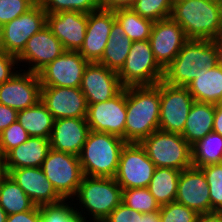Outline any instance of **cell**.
I'll return each instance as SVG.
<instances>
[{
  "label": "cell",
  "mask_w": 222,
  "mask_h": 222,
  "mask_svg": "<svg viewBox=\"0 0 222 222\" xmlns=\"http://www.w3.org/2000/svg\"><path fill=\"white\" fill-rule=\"evenodd\" d=\"M41 206L35 205L31 210L8 215L6 222H40Z\"/></svg>",
  "instance_id": "7bdbcfd3"
},
{
  "label": "cell",
  "mask_w": 222,
  "mask_h": 222,
  "mask_svg": "<svg viewBox=\"0 0 222 222\" xmlns=\"http://www.w3.org/2000/svg\"><path fill=\"white\" fill-rule=\"evenodd\" d=\"M175 201L194 210L197 214L211 212L209 185L200 168L192 166L181 171Z\"/></svg>",
  "instance_id": "ac0fdd59"
},
{
  "label": "cell",
  "mask_w": 222,
  "mask_h": 222,
  "mask_svg": "<svg viewBox=\"0 0 222 222\" xmlns=\"http://www.w3.org/2000/svg\"><path fill=\"white\" fill-rule=\"evenodd\" d=\"M122 190L114 178L84 175L75 195L81 209L74 208L79 213L85 210L93 222H102L122 202Z\"/></svg>",
  "instance_id": "5b68a950"
},
{
  "label": "cell",
  "mask_w": 222,
  "mask_h": 222,
  "mask_svg": "<svg viewBox=\"0 0 222 222\" xmlns=\"http://www.w3.org/2000/svg\"><path fill=\"white\" fill-rule=\"evenodd\" d=\"M218 48H219L220 64L222 65V44H218Z\"/></svg>",
  "instance_id": "816d5d0a"
},
{
  "label": "cell",
  "mask_w": 222,
  "mask_h": 222,
  "mask_svg": "<svg viewBox=\"0 0 222 222\" xmlns=\"http://www.w3.org/2000/svg\"><path fill=\"white\" fill-rule=\"evenodd\" d=\"M40 100L41 83L37 73L21 69L0 85V104L17 112L35 105Z\"/></svg>",
  "instance_id": "5bb4252c"
},
{
  "label": "cell",
  "mask_w": 222,
  "mask_h": 222,
  "mask_svg": "<svg viewBox=\"0 0 222 222\" xmlns=\"http://www.w3.org/2000/svg\"><path fill=\"white\" fill-rule=\"evenodd\" d=\"M217 44H222V29H221V33L218 37V39L216 40Z\"/></svg>",
  "instance_id": "f5cc1de1"
},
{
  "label": "cell",
  "mask_w": 222,
  "mask_h": 222,
  "mask_svg": "<svg viewBox=\"0 0 222 222\" xmlns=\"http://www.w3.org/2000/svg\"><path fill=\"white\" fill-rule=\"evenodd\" d=\"M72 205L75 204L64 200L56 205L41 206L40 222H89L85 215L77 212Z\"/></svg>",
  "instance_id": "e575fe53"
},
{
  "label": "cell",
  "mask_w": 222,
  "mask_h": 222,
  "mask_svg": "<svg viewBox=\"0 0 222 222\" xmlns=\"http://www.w3.org/2000/svg\"><path fill=\"white\" fill-rule=\"evenodd\" d=\"M38 0H0V27L28 12Z\"/></svg>",
  "instance_id": "ab89813d"
},
{
  "label": "cell",
  "mask_w": 222,
  "mask_h": 222,
  "mask_svg": "<svg viewBox=\"0 0 222 222\" xmlns=\"http://www.w3.org/2000/svg\"><path fill=\"white\" fill-rule=\"evenodd\" d=\"M117 73L124 88L153 86L164 77V69L156 61L149 40L132 41L125 63Z\"/></svg>",
  "instance_id": "52a82bcc"
},
{
  "label": "cell",
  "mask_w": 222,
  "mask_h": 222,
  "mask_svg": "<svg viewBox=\"0 0 222 222\" xmlns=\"http://www.w3.org/2000/svg\"><path fill=\"white\" fill-rule=\"evenodd\" d=\"M115 20L114 10L99 9L88 14L84 43L78 52L89 63L101 60Z\"/></svg>",
  "instance_id": "ffe728a7"
},
{
  "label": "cell",
  "mask_w": 222,
  "mask_h": 222,
  "mask_svg": "<svg viewBox=\"0 0 222 222\" xmlns=\"http://www.w3.org/2000/svg\"><path fill=\"white\" fill-rule=\"evenodd\" d=\"M65 51L63 44L46 26L40 32L35 33L29 38L24 50L17 57V60L18 64H21L19 62L29 64V69L25 71L38 73Z\"/></svg>",
  "instance_id": "d6986e66"
},
{
  "label": "cell",
  "mask_w": 222,
  "mask_h": 222,
  "mask_svg": "<svg viewBox=\"0 0 222 222\" xmlns=\"http://www.w3.org/2000/svg\"><path fill=\"white\" fill-rule=\"evenodd\" d=\"M180 174L181 171L172 168H155L148 189L160 206L175 201Z\"/></svg>",
  "instance_id": "f1b7e54d"
},
{
  "label": "cell",
  "mask_w": 222,
  "mask_h": 222,
  "mask_svg": "<svg viewBox=\"0 0 222 222\" xmlns=\"http://www.w3.org/2000/svg\"><path fill=\"white\" fill-rule=\"evenodd\" d=\"M3 52L2 47H1V39H0V53Z\"/></svg>",
  "instance_id": "11a10c76"
},
{
  "label": "cell",
  "mask_w": 222,
  "mask_h": 222,
  "mask_svg": "<svg viewBox=\"0 0 222 222\" xmlns=\"http://www.w3.org/2000/svg\"><path fill=\"white\" fill-rule=\"evenodd\" d=\"M222 6V0H216Z\"/></svg>",
  "instance_id": "db71d44e"
},
{
  "label": "cell",
  "mask_w": 222,
  "mask_h": 222,
  "mask_svg": "<svg viewBox=\"0 0 222 222\" xmlns=\"http://www.w3.org/2000/svg\"><path fill=\"white\" fill-rule=\"evenodd\" d=\"M17 120V111L0 104V133Z\"/></svg>",
  "instance_id": "ee69618b"
},
{
  "label": "cell",
  "mask_w": 222,
  "mask_h": 222,
  "mask_svg": "<svg viewBox=\"0 0 222 222\" xmlns=\"http://www.w3.org/2000/svg\"><path fill=\"white\" fill-rule=\"evenodd\" d=\"M140 144L155 167L179 171L192 167L191 145L179 133L156 130Z\"/></svg>",
  "instance_id": "8992f818"
},
{
  "label": "cell",
  "mask_w": 222,
  "mask_h": 222,
  "mask_svg": "<svg viewBox=\"0 0 222 222\" xmlns=\"http://www.w3.org/2000/svg\"><path fill=\"white\" fill-rule=\"evenodd\" d=\"M8 175L5 157L0 154V182Z\"/></svg>",
  "instance_id": "681fc988"
},
{
  "label": "cell",
  "mask_w": 222,
  "mask_h": 222,
  "mask_svg": "<svg viewBox=\"0 0 222 222\" xmlns=\"http://www.w3.org/2000/svg\"><path fill=\"white\" fill-rule=\"evenodd\" d=\"M192 166L222 163V136L214 131L191 146Z\"/></svg>",
  "instance_id": "4dcf8cb0"
},
{
  "label": "cell",
  "mask_w": 222,
  "mask_h": 222,
  "mask_svg": "<svg viewBox=\"0 0 222 222\" xmlns=\"http://www.w3.org/2000/svg\"><path fill=\"white\" fill-rule=\"evenodd\" d=\"M15 65L20 66L17 57L4 51L0 53V85L18 72L15 70V68L18 69Z\"/></svg>",
  "instance_id": "b9f144b4"
},
{
  "label": "cell",
  "mask_w": 222,
  "mask_h": 222,
  "mask_svg": "<svg viewBox=\"0 0 222 222\" xmlns=\"http://www.w3.org/2000/svg\"><path fill=\"white\" fill-rule=\"evenodd\" d=\"M88 64L78 51H65L37 74L41 86L80 88Z\"/></svg>",
  "instance_id": "4fadbf2b"
},
{
  "label": "cell",
  "mask_w": 222,
  "mask_h": 222,
  "mask_svg": "<svg viewBox=\"0 0 222 222\" xmlns=\"http://www.w3.org/2000/svg\"><path fill=\"white\" fill-rule=\"evenodd\" d=\"M49 150V139L30 137L4 156L7 172L17 168L41 167Z\"/></svg>",
  "instance_id": "cb8c5ba5"
},
{
  "label": "cell",
  "mask_w": 222,
  "mask_h": 222,
  "mask_svg": "<svg viewBox=\"0 0 222 222\" xmlns=\"http://www.w3.org/2000/svg\"><path fill=\"white\" fill-rule=\"evenodd\" d=\"M196 222H222V212L213 211L198 214Z\"/></svg>",
  "instance_id": "bcb514c9"
},
{
  "label": "cell",
  "mask_w": 222,
  "mask_h": 222,
  "mask_svg": "<svg viewBox=\"0 0 222 222\" xmlns=\"http://www.w3.org/2000/svg\"><path fill=\"white\" fill-rule=\"evenodd\" d=\"M193 103L187 87L169 85L161 80L159 130L181 134Z\"/></svg>",
  "instance_id": "8fae6325"
},
{
  "label": "cell",
  "mask_w": 222,
  "mask_h": 222,
  "mask_svg": "<svg viewBox=\"0 0 222 222\" xmlns=\"http://www.w3.org/2000/svg\"><path fill=\"white\" fill-rule=\"evenodd\" d=\"M172 5L171 0H135L130 8L141 17L157 22L171 17Z\"/></svg>",
  "instance_id": "d590c367"
},
{
  "label": "cell",
  "mask_w": 222,
  "mask_h": 222,
  "mask_svg": "<svg viewBox=\"0 0 222 222\" xmlns=\"http://www.w3.org/2000/svg\"><path fill=\"white\" fill-rule=\"evenodd\" d=\"M47 14L62 11L87 13L103 9V0H38Z\"/></svg>",
  "instance_id": "d6a6232c"
},
{
  "label": "cell",
  "mask_w": 222,
  "mask_h": 222,
  "mask_svg": "<svg viewBox=\"0 0 222 222\" xmlns=\"http://www.w3.org/2000/svg\"><path fill=\"white\" fill-rule=\"evenodd\" d=\"M194 101L211 104L222 103V65L201 69L187 86Z\"/></svg>",
  "instance_id": "d4e9b609"
},
{
  "label": "cell",
  "mask_w": 222,
  "mask_h": 222,
  "mask_svg": "<svg viewBox=\"0 0 222 222\" xmlns=\"http://www.w3.org/2000/svg\"><path fill=\"white\" fill-rule=\"evenodd\" d=\"M8 174L37 206L56 205L64 201L41 167L12 169Z\"/></svg>",
  "instance_id": "7402d4cb"
},
{
  "label": "cell",
  "mask_w": 222,
  "mask_h": 222,
  "mask_svg": "<svg viewBox=\"0 0 222 222\" xmlns=\"http://www.w3.org/2000/svg\"><path fill=\"white\" fill-rule=\"evenodd\" d=\"M86 119H55L50 136V148L79 156L89 133Z\"/></svg>",
  "instance_id": "603a6c76"
},
{
  "label": "cell",
  "mask_w": 222,
  "mask_h": 222,
  "mask_svg": "<svg viewBox=\"0 0 222 222\" xmlns=\"http://www.w3.org/2000/svg\"><path fill=\"white\" fill-rule=\"evenodd\" d=\"M213 131L222 136V103L216 104Z\"/></svg>",
  "instance_id": "7dc6e473"
},
{
  "label": "cell",
  "mask_w": 222,
  "mask_h": 222,
  "mask_svg": "<svg viewBox=\"0 0 222 222\" xmlns=\"http://www.w3.org/2000/svg\"><path fill=\"white\" fill-rule=\"evenodd\" d=\"M30 138L29 134L16 120L0 133V154L5 156L10 150Z\"/></svg>",
  "instance_id": "74e56055"
},
{
  "label": "cell",
  "mask_w": 222,
  "mask_h": 222,
  "mask_svg": "<svg viewBox=\"0 0 222 222\" xmlns=\"http://www.w3.org/2000/svg\"><path fill=\"white\" fill-rule=\"evenodd\" d=\"M139 222H160L159 211L153 213H139Z\"/></svg>",
  "instance_id": "c3c4849f"
},
{
  "label": "cell",
  "mask_w": 222,
  "mask_h": 222,
  "mask_svg": "<svg viewBox=\"0 0 222 222\" xmlns=\"http://www.w3.org/2000/svg\"><path fill=\"white\" fill-rule=\"evenodd\" d=\"M216 105L194 101L181 135L192 146L213 131Z\"/></svg>",
  "instance_id": "484cf974"
},
{
  "label": "cell",
  "mask_w": 222,
  "mask_h": 222,
  "mask_svg": "<svg viewBox=\"0 0 222 222\" xmlns=\"http://www.w3.org/2000/svg\"><path fill=\"white\" fill-rule=\"evenodd\" d=\"M41 101L54 119H86L88 105L80 88L41 86Z\"/></svg>",
  "instance_id": "e0dca14e"
},
{
  "label": "cell",
  "mask_w": 222,
  "mask_h": 222,
  "mask_svg": "<svg viewBox=\"0 0 222 222\" xmlns=\"http://www.w3.org/2000/svg\"><path fill=\"white\" fill-rule=\"evenodd\" d=\"M0 206L11 215L31 210L35 204L8 174L0 182Z\"/></svg>",
  "instance_id": "f546056e"
},
{
  "label": "cell",
  "mask_w": 222,
  "mask_h": 222,
  "mask_svg": "<svg viewBox=\"0 0 222 222\" xmlns=\"http://www.w3.org/2000/svg\"><path fill=\"white\" fill-rule=\"evenodd\" d=\"M87 23V13L62 11L47 14V27L66 51L80 50L84 43Z\"/></svg>",
  "instance_id": "44dd1931"
},
{
  "label": "cell",
  "mask_w": 222,
  "mask_h": 222,
  "mask_svg": "<svg viewBox=\"0 0 222 222\" xmlns=\"http://www.w3.org/2000/svg\"><path fill=\"white\" fill-rule=\"evenodd\" d=\"M8 215L0 206V222H6Z\"/></svg>",
  "instance_id": "f907efd6"
},
{
  "label": "cell",
  "mask_w": 222,
  "mask_h": 222,
  "mask_svg": "<svg viewBox=\"0 0 222 222\" xmlns=\"http://www.w3.org/2000/svg\"><path fill=\"white\" fill-rule=\"evenodd\" d=\"M135 0H103V9L115 10L118 8H129Z\"/></svg>",
  "instance_id": "f6af8a7d"
},
{
  "label": "cell",
  "mask_w": 222,
  "mask_h": 222,
  "mask_svg": "<svg viewBox=\"0 0 222 222\" xmlns=\"http://www.w3.org/2000/svg\"><path fill=\"white\" fill-rule=\"evenodd\" d=\"M122 203L139 213H153L160 210V205L148 187L123 189Z\"/></svg>",
  "instance_id": "836d02e7"
},
{
  "label": "cell",
  "mask_w": 222,
  "mask_h": 222,
  "mask_svg": "<svg viewBox=\"0 0 222 222\" xmlns=\"http://www.w3.org/2000/svg\"><path fill=\"white\" fill-rule=\"evenodd\" d=\"M123 88L118 73L98 62L86 66L80 85L87 105L110 100Z\"/></svg>",
  "instance_id": "2e32d148"
},
{
  "label": "cell",
  "mask_w": 222,
  "mask_h": 222,
  "mask_svg": "<svg viewBox=\"0 0 222 222\" xmlns=\"http://www.w3.org/2000/svg\"><path fill=\"white\" fill-rule=\"evenodd\" d=\"M171 18L188 39L216 41L222 29V6L216 0H179L172 5Z\"/></svg>",
  "instance_id": "7a4b0ae2"
},
{
  "label": "cell",
  "mask_w": 222,
  "mask_h": 222,
  "mask_svg": "<svg viewBox=\"0 0 222 222\" xmlns=\"http://www.w3.org/2000/svg\"><path fill=\"white\" fill-rule=\"evenodd\" d=\"M17 120L30 137L50 139L55 119L41 100L29 108L18 111Z\"/></svg>",
  "instance_id": "4316f807"
},
{
  "label": "cell",
  "mask_w": 222,
  "mask_h": 222,
  "mask_svg": "<svg viewBox=\"0 0 222 222\" xmlns=\"http://www.w3.org/2000/svg\"><path fill=\"white\" fill-rule=\"evenodd\" d=\"M41 168L56 192L64 200L74 201L84 177L79 156L50 148Z\"/></svg>",
  "instance_id": "ba28073f"
},
{
  "label": "cell",
  "mask_w": 222,
  "mask_h": 222,
  "mask_svg": "<svg viewBox=\"0 0 222 222\" xmlns=\"http://www.w3.org/2000/svg\"><path fill=\"white\" fill-rule=\"evenodd\" d=\"M188 40L183 28L171 17L154 22L149 37L154 57L164 70Z\"/></svg>",
  "instance_id": "9a60e30c"
},
{
  "label": "cell",
  "mask_w": 222,
  "mask_h": 222,
  "mask_svg": "<svg viewBox=\"0 0 222 222\" xmlns=\"http://www.w3.org/2000/svg\"><path fill=\"white\" fill-rule=\"evenodd\" d=\"M114 15L126 36L132 41L149 40L153 21L141 17L130 7L115 9Z\"/></svg>",
  "instance_id": "1f68e13d"
},
{
  "label": "cell",
  "mask_w": 222,
  "mask_h": 222,
  "mask_svg": "<svg viewBox=\"0 0 222 222\" xmlns=\"http://www.w3.org/2000/svg\"><path fill=\"white\" fill-rule=\"evenodd\" d=\"M125 144L126 141L118 136L90 130L79 155L83 174L90 177L114 178Z\"/></svg>",
  "instance_id": "277c9868"
},
{
  "label": "cell",
  "mask_w": 222,
  "mask_h": 222,
  "mask_svg": "<svg viewBox=\"0 0 222 222\" xmlns=\"http://www.w3.org/2000/svg\"><path fill=\"white\" fill-rule=\"evenodd\" d=\"M124 140L140 143L159 130L160 82L153 86L126 87Z\"/></svg>",
  "instance_id": "6da1fadb"
},
{
  "label": "cell",
  "mask_w": 222,
  "mask_h": 222,
  "mask_svg": "<svg viewBox=\"0 0 222 222\" xmlns=\"http://www.w3.org/2000/svg\"><path fill=\"white\" fill-rule=\"evenodd\" d=\"M47 26V13L37 3L25 14L5 23L0 27L2 50L18 57L24 50L27 41L35 33Z\"/></svg>",
  "instance_id": "30bf717a"
},
{
  "label": "cell",
  "mask_w": 222,
  "mask_h": 222,
  "mask_svg": "<svg viewBox=\"0 0 222 222\" xmlns=\"http://www.w3.org/2000/svg\"><path fill=\"white\" fill-rule=\"evenodd\" d=\"M102 222H139V212L121 202Z\"/></svg>",
  "instance_id": "60d3db41"
},
{
  "label": "cell",
  "mask_w": 222,
  "mask_h": 222,
  "mask_svg": "<svg viewBox=\"0 0 222 222\" xmlns=\"http://www.w3.org/2000/svg\"><path fill=\"white\" fill-rule=\"evenodd\" d=\"M126 87L105 102L88 105L87 124L95 132H104L124 140L126 122Z\"/></svg>",
  "instance_id": "7c38bea8"
},
{
  "label": "cell",
  "mask_w": 222,
  "mask_h": 222,
  "mask_svg": "<svg viewBox=\"0 0 222 222\" xmlns=\"http://www.w3.org/2000/svg\"><path fill=\"white\" fill-rule=\"evenodd\" d=\"M219 63V48L215 40L189 39L164 70L163 81L187 87L199 70L213 68Z\"/></svg>",
  "instance_id": "3957f363"
},
{
  "label": "cell",
  "mask_w": 222,
  "mask_h": 222,
  "mask_svg": "<svg viewBox=\"0 0 222 222\" xmlns=\"http://www.w3.org/2000/svg\"><path fill=\"white\" fill-rule=\"evenodd\" d=\"M131 44L132 40L126 36L121 25L115 20L110 30L104 54L98 63L118 72L125 63Z\"/></svg>",
  "instance_id": "83f0119b"
},
{
  "label": "cell",
  "mask_w": 222,
  "mask_h": 222,
  "mask_svg": "<svg viewBox=\"0 0 222 222\" xmlns=\"http://www.w3.org/2000/svg\"><path fill=\"white\" fill-rule=\"evenodd\" d=\"M155 168L140 143L126 142L120 153L114 179L122 189L148 187Z\"/></svg>",
  "instance_id": "9c48e42d"
},
{
  "label": "cell",
  "mask_w": 222,
  "mask_h": 222,
  "mask_svg": "<svg viewBox=\"0 0 222 222\" xmlns=\"http://www.w3.org/2000/svg\"><path fill=\"white\" fill-rule=\"evenodd\" d=\"M200 169L209 185L211 212H222V163L205 165Z\"/></svg>",
  "instance_id": "8d00e7d4"
},
{
  "label": "cell",
  "mask_w": 222,
  "mask_h": 222,
  "mask_svg": "<svg viewBox=\"0 0 222 222\" xmlns=\"http://www.w3.org/2000/svg\"><path fill=\"white\" fill-rule=\"evenodd\" d=\"M160 222H196L198 214L190 208L173 201L160 206Z\"/></svg>",
  "instance_id": "f35d334b"
}]
</instances>
